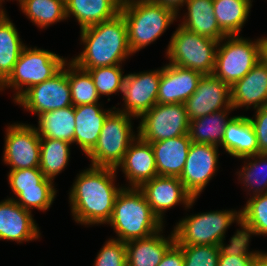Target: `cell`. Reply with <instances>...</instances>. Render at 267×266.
I'll list each match as a JSON object with an SVG mask.
<instances>
[{
  "instance_id": "cell-4",
  "label": "cell",
  "mask_w": 267,
  "mask_h": 266,
  "mask_svg": "<svg viewBox=\"0 0 267 266\" xmlns=\"http://www.w3.org/2000/svg\"><path fill=\"white\" fill-rule=\"evenodd\" d=\"M120 13L127 24L132 54L156 41L177 17L173 9L151 0H123Z\"/></svg>"
},
{
  "instance_id": "cell-6",
  "label": "cell",
  "mask_w": 267,
  "mask_h": 266,
  "mask_svg": "<svg viewBox=\"0 0 267 266\" xmlns=\"http://www.w3.org/2000/svg\"><path fill=\"white\" fill-rule=\"evenodd\" d=\"M113 109L104 121L95 147L87 154L91 166L117 169L128 147L137 138L132 129L133 116Z\"/></svg>"
},
{
  "instance_id": "cell-45",
  "label": "cell",
  "mask_w": 267,
  "mask_h": 266,
  "mask_svg": "<svg viewBox=\"0 0 267 266\" xmlns=\"http://www.w3.org/2000/svg\"><path fill=\"white\" fill-rule=\"evenodd\" d=\"M261 60L267 65V37H261Z\"/></svg>"
},
{
  "instance_id": "cell-29",
  "label": "cell",
  "mask_w": 267,
  "mask_h": 266,
  "mask_svg": "<svg viewBox=\"0 0 267 266\" xmlns=\"http://www.w3.org/2000/svg\"><path fill=\"white\" fill-rule=\"evenodd\" d=\"M24 47L25 44L6 11L0 12V85L12 73Z\"/></svg>"
},
{
  "instance_id": "cell-28",
  "label": "cell",
  "mask_w": 267,
  "mask_h": 266,
  "mask_svg": "<svg viewBox=\"0 0 267 266\" xmlns=\"http://www.w3.org/2000/svg\"><path fill=\"white\" fill-rule=\"evenodd\" d=\"M38 119L36 129L40 138H53L74 143V106L44 112L38 116Z\"/></svg>"
},
{
  "instance_id": "cell-34",
  "label": "cell",
  "mask_w": 267,
  "mask_h": 266,
  "mask_svg": "<svg viewBox=\"0 0 267 266\" xmlns=\"http://www.w3.org/2000/svg\"><path fill=\"white\" fill-rule=\"evenodd\" d=\"M242 238L250 240L251 235H267V193L250 196L242 210Z\"/></svg>"
},
{
  "instance_id": "cell-37",
  "label": "cell",
  "mask_w": 267,
  "mask_h": 266,
  "mask_svg": "<svg viewBox=\"0 0 267 266\" xmlns=\"http://www.w3.org/2000/svg\"><path fill=\"white\" fill-rule=\"evenodd\" d=\"M241 159H252L238 171L241 183L248 191L253 190V196L267 193V154L258 153Z\"/></svg>"
},
{
  "instance_id": "cell-5",
  "label": "cell",
  "mask_w": 267,
  "mask_h": 266,
  "mask_svg": "<svg viewBox=\"0 0 267 266\" xmlns=\"http://www.w3.org/2000/svg\"><path fill=\"white\" fill-rule=\"evenodd\" d=\"M234 222L240 226V211H210L186 216L174 227L175 243L178 246L226 245V230Z\"/></svg>"
},
{
  "instance_id": "cell-16",
  "label": "cell",
  "mask_w": 267,
  "mask_h": 266,
  "mask_svg": "<svg viewBox=\"0 0 267 266\" xmlns=\"http://www.w3.org/2000/svg\"><path fill=\"white\" fill-rule=\"evenodd\" d=\"M145 195L152 212L162 223L164 212L177 204L191 208L196 201L184 187L178 177L155 176L139 188Z\"/></svg>"
},
{
  "instance_id": "cell-39",
  "label": "cell",
  "mask_w": 267,
  "mask_h": 266,
  "mask_svg": "<svg viewBox=\"0 0 267 266\" xmlns=\"http://www.w3.org/2000/svg\"><path fill=\"white\" fill-rule=\"evenodd\" d=\"M179 247L184 253V266H218L222 246L190 245Z\"/></svg>"
},
{
  "instance_id": "cell-14",
  "label": "cell",
  "mask_w": 267,
  "mask_h": 266,
  "mask_svg": "<svg viewBox=\"0 0 267 266\" xmlns=\"http://www.w3.org/2000/svg\"><path fill=\"white\" fill-rule=\"evenodd\" d=\"M218 157L217 145L191 143L179 179L193 197L198 198L218 170Z\"/></svg>"
},
{
  "instance_id": "cell-13",
  "label": "cell",
  "mask_w": 267,
  "mask_h": 266,
  "mask_svg": "<svg viewBox=\"0 0 267 266\" xmlns=\"http://www.w3.org/2000/svg\"><path fill=\"white\" fill-rule=\"evenodd\" d=\"M40 136L34 126L14 123L7 127L3 161L10 170L39 168Z\"/></svg>"
},
{
  "instance_id": "cell-27",
  "label": "cell",
  "mask_w": 267,
  "mask_h": 266,
  "mask_svg": "<svg viewBox=\"0 0 267 266\" xmlns=\"http://www.w3.org/2000/svg\"><path fill=\"white\" fill-rule=\"evenodd\" d=\"M186 15L180 26L204 37L220 41L227 36L214 15L213 0H186Z\"/></svg>"
},
{
  "instance_id": "cell-10",
  "label": "cell",
  "mask_w": 267,
  "mask_h": 266,
  "mask_svg": "<svg viewBox=\"0 0 267 266\" xmlns=\"http://www.w3.org/2000/svg\"><path fill=\"white\" fill-rule=\"evenodd\" d=\"M137 136L145 142H157L188 134L189 119L184 104H155L145 112Z\"/></svg>"
},
{
  "instance_id": "cell-17",
  "label": "cell",
  "mask_w": 267,
  "mask_h": 266,
  "mask_svg": "<svg viewBox=\"0 0 267 266\" xmlns=\"http://www.w3.org/2000/svg\"><path fill=\"white\" fill-rule=\"evenodd\" d=\"M189 121L227 108L231 104V87L213 75H203L197 89L185 102Z\"/></svg>"
},
{
  "instance_id": "cell-21",
  "label": "cell",
  "mask_w": 267,
  "mask_h": 266,
  "mask_svg": "<svg viewBox=\"0 0 267 266\" xmlns=\"http://www.w3.org/2000/svg\"><path fill=\"white\" fill-rule=\"evenodd\" d=\"M231 104L255 110L267 104V65L262 60L231 87Z\"/></svg>"
},
{
  "instance_id": "cell-1",
  "label": "cell",
  "mask_w": 267,
  "mask_h": 266,
  "mask_svg": "<svg viewBox=\"0 0 267 266\" xmlns=\"http://www.w3.org/2000/svg\"><path fill=\"white\" fill-rule=\"evenodd\" d=\"M116 170L119 169L90 166L77 175L69 192L72 216L77 223L109 222L117 194L123 188L114 185Z\"/></svg>"
},
{
  "instance_id": "cell-36",
  "label": "cell",
  "mask_w": 267,
  "mask_h": 266,
  "mask_svg": "<svg viewBox=\"0 0 267 266\" xmlns=\"http://www.w3.org/2000/svg\"><path fill=\"white\" fill-rule=\"evenodd\" d=\"M230 244L222 245L218 266H254L257 251H249L250 240L242 238L241 229L229 240Z\"/></svg>"
},
{
  "instance_id": "cell-12",
  "label": "cell",
  "mask_w": 267,
  "mask_h": 266,
  "mask_svg": "<svg viewBox=\"0 0 267 266\" xmlns=\"http://www.w3.org/2000/svg\"><path fill=\"white\" fill-rule=\"evenodd\" d=\"M15 103L37 116L47 111L73 106L68 81V63L66 62L52 78L27 89Z\"/></svg>"
},
{
  "instance_id": "cell-8",
  "label": "cell",
  "mask_w": 267,
  "mask_h": 266,
  "mask_svg": "<svg viewBox=\"0 0 267 266\" xmlns=\"http://www.w3.org/2000/svg\"><path fill=\"white\" fill-rule=\"evenodd\" d=\"M218 42L179 25L171 36L166 56L170 60L169 64L192 69L202 75H212Z\"/></svg>"
},
{
  "instance_id": "cell-31",
  "label": "cell",
  "mask_w": 267,
  "mask_h": 266,
  "mask_svg": "<svg viewBox=\"0 0 267 266\" xmlns=\"http://www.w3.org/2000/svg\"><path fill=\"white\" fill-rule=\"evenodd\" d=\"M251 7V0H213L214 15L227 36L240 34Z\"/></svg>"
},
{
  "instance_id": "cell-38",
  "label": "cell",
  "mask_w": 267,
  "mask_h": 266,
  "mask_svg": "<svg viewBox=\"0 0 267 266\" xmlns=\"http://www.w3.org/2000/svg\"><path fill=\"white\" fill-rule=\"evenodd\" d=\"M122 65H113L106 67H96L87 70L94 81L96 90L101 95H112L123 90L125 75L121 68Z\"/></svg>"
},
{
  "instance_id": "cell-33",
  "label": "cell",
  "mask_w": 267,
  "mask_h": 266,
  "mask_svg": "<svg viewBox=\"0 0 267 266\" xmlns=\"http://www.w3.org/2000/svg\"><path fill=\"white\" fill-rule=\"evenodd\" d=\"M22 12L40 28L66 20L65 0H20Z\"/></svg>"
},
{
  "instance_id": "cell-35",
  "label": "cell",
  "mask_w": 267,
  "mask_h": 266,
  "mask_svg": "<svg viewBox=\"0 0 267 266\" xmlns=\"http://www.w3.org/2000/svg\"><path fill=\"white\" fill-rule=\"evenodd\" d=\"M68 81L73 106L98 103L100 96L92 76L87 70L79 68L72 61L68 62Z\"/></svg>"
},
{
  "instance_id": "cell-32",
  "label": "cell",
  "mask_w": 267,
  "mask_h": 266,
  "mask_svg": "<svg viewBox=\"0 0 267 266\" xmlns=\"http://www.w3.org/2000/svg\"><path fill=\"white\" fill-rule=\"evenodd\" d=\"M70 145L71 143L58 139H40L39 169L46 178L54 180L68 165Z\"/></svg>"
},
{
  "instance_id": "cell-15",
  "label": "cell",
  "mask_w": 267,
  "mask_h": 266,
  "mask_svg": "<svg viewBox=\"0 0 267 266\" xmlns=\"http://www.w3.org/2000/svg\"><path fill=\"white\" fill-rule=\"evenodd\" d=\"M161 69L125 75L123 83L124 109L116 110L139 118L157 104Z\"/></svg>"
},
{
  "instance_id": "cell-18",
  "label": "cell",
  "mask_w": 267,
  "mask_h": 266,
  "mask_svg": "<svg viewBox=\"0 0 267 266\" xmlns=\"http://www.w3.org/2000/svg\"><path fill=\"white\" fill-rule=\"evenodd\" d=\"M203 75L192 69L167 64L161 68L157 103L173 104L184 102L197 89Z\"/></svg>"
},
{
  "instance_id": "cell-43",
  "label": "cell",
  "mask_w": 267,
  "mask_h": 266,
  "mask_svg": "<svg viewBox=\"0 0 267 266\" xmlns=\"http://www.w3.org/2000/svg\"><path fill=\"white\" fill-rule=\"evenodd\" d=\"M155 3L161 4L163 6L173 9L177 14L179 13V7L185 5L186 0H151Z\"/></svg>"
},
{
  "instance_id": "cell-40",
  "label": "cell",
  "mask_w": 267,
  "mask_h": 266,
  "mask_svg": "<svg viewBox=\"0 0 267 266\" xmlns=\"http://www.w3.org/2000/svg\"><path fill=\"white\" fill-rule=\"evenodd\" d=\"M93 266H127L125 242L115 238L105 242Z\"/></svg>"
},
{
  "instance_id": "cell-20",
  "label": "cell",
  "mask_w": 267,
  "mask_h": 266,
  "mask_svg": "<svg viewBox=\"0 0 267 266\" xmlns=\"http://www.w3.org/2000/svg\"><path fill=\"white\" fill-rule=\"evenodd\" d=\"M119 167L129 180L130 188H140L145 182L153 179L157 176V168L151 143L137 136L128 147L117 168Z\"/></svg>"
},
{
  "instance_id": "cell-41",
  "label": "cell",
  "mask_w": 267,
  "mask_h": 266,
  "mask_svg": "<svg viewBox=\"0 0 267 266\" xmlns=\"http://www.w3.org/2000/svg\"><path fill=\"white\" fill-rule=\"evenodd\" d=\"M258 143V153L267 154V104L256 109L254 118L249 117Z\"/></svg>"
},
{
  "instance_id": "cell-24",
  "label": "cell",
  "mask_w": 267,
  "mask_h": 266,
  "mask_svg": "<svg viewBox=\"0 0 267 266\" xmlns=\"http://www.w3.org/2000/svg\"><path fill=\"white\" fill-rule=\"evenodd\" d=\"M226 153L235 158H244L258 154L255 130L249 117L233 116L227 122L224 138L220 145Z\"/></svg>"
},
{
  "instance_id": "cell-23",
  "label": "cell",
  "mask_w": 267,
  "mask_h": 266,
  "mask_svg": "<svg viewBox=\"0 0 267 266\" xmlns=\"http://www.w3.org/2000/svg\"><path fill=\"white\" fill-rule=\"evenodd\" d=\"M100 103L74 106V143L87 155L96 145L104 121L113 109L104 110Z\"/></svg>"
},
{
  "instance_id": "cell-25",
  "label": "cell",
  "mask_w": 267,
  "mask_h": 266,
  "mask_svg": "<svg viewBox=\"0 0 267 266\" xmlns=\"http://www.w3.org/2000/svg\"><path fill=\"white\" fill-rule=\"evenodd\" d=\"M163 228L150 237L125 243L127 266H157L166 251L175 243L174 232L170 237L161 235Z\"/></svg>"
},
{
  "instance_id": "cell-3",
  "label": "cell",
  "mask_w": 267,
  "mask_h": 266,
  "mask_svg": "<svg viewBox=\"0 0 267 266\" xmlns=\"http://www.w3.org/2000/svg\"><path fill=\"white\" fill-rule=\"evenodd\" d=\"M107 224L115 230L117 240L128 242L150 237L163 228L139 188L123 187L117 194L112 216Z\"/></svg>"
},
{
  "instance_id": "cell-44",
  "label": "cell",
  "mask_w": 267,
  "mask_h": 266,
  "mask_svg": "<svg viewBox=\"0 0 267 266\" xmlns=\"http://www.w3.org/2000/svg\"><path fill=\"white\" fill-rule=\"evenodd\" d=\"M254 266H267V252L257 251V257Z\"/></svg>"
},
{
  "instance_id": "cell-2",
  "label": "cell",
  "mask_w": 267,
  "mask_h": 266,
  "mask_svg": "<svg viewBox=\"0 0 267 266\" xmlns=\"http://www.w3.org/2000/svg\"><path fill=\"white\" fill-rule=\"evenodd\" d=\"M84 50L71 61L81 69L121 65L132 55L128 28L121 13L116 17L80 30Z\"/></svg>"
},
{
  "instance_id": "cell-7",
  "label": "cell",
  "mask_w": 267,
  "mask_h": 266,
  "mask_svg": "<svg viewBox=\"0 0 267 266\" xmlns=\"http://www.w3.org/2000/svg\"><path fill=\"white\" fill-rule=\"evenodd\" d=\"M66 60L49 50L25 46L12 73L0 85V90L6 87L7 89L11 87L13 90L15 88L17 91L14 94V101H16L30 87L57 74L67 62Z\"/></svg>"
},
{
  "instance_id": "cell-42",
  "label": "cell",
  "mask_w": 267,
  "mask_h": 266,
  "mask_svg": "<svg viewBox=\"0 0 267 266\" xmlns=\"http://www.w3.org/2000/svg\"><path fill=\"white\" fill-rule=\"evenodd\" d=\"M157 266H184V253L182 249L174 243L166 251L161 262Z\"/></svg>"
},
{
  "instance_id": "cell-46",
  "label": "cell",
  "mask_w": 267,
  "mask_h": 266,
  "mask_svg": "<svg viewBox=\"0 0 267 266\" xmlns=\"http://www.w3.org/2000/svg\"><path fill=\"white\" fill-rule=\"evenodd\" d=\"M4 0H0V12H4V9L2 8L3 6H2V2H3ZM19 3H20V0H17Z\"/></svg>"
},
{
  "instance_id": "cell-11",
  "label": "cell",
  "mask_w": 267,
  "mask_h": 266,
  "mask_svg": "<svg viewBox=\"0 0 267 266\" xmlns=\"http://www.w3.org/2000/svg\"><path fill=\"white\" fill-rule=\"evenodd\" d=\"M8 181L18 200L10 199L30 212L34 208L48 210L55 199L54 181L46 178L39 168L10 170Z\"/></svg>"
},
{
  "instance_id": "cell-9",
  "label": "cell",
  "mask_w": 267,
  "mask_h": 266,
  "mask_svg": "<svg viewBox=\"0 0 267 266\" xmlns=\"http://www.w3.org/2000/svg\"><path fill=\"white\" fill-rule=\"evenodd\" d=\"M260 60L261 38L251 41L239 35L225 36L218 42L212 75L232 87Z\"/></svg>"
},
{
  "instance_id": "cell-30",
  "label": "cell",
  "mask_w": 267,
  "mask_h": 266,
  "mask_svg": "<svg viewBox=\"0 0 267 266\" xmlns=\"http://www.w3.org/2000/svg\"><path fill=\"white\" fill-rule=\"evenodd\" d=\"M233 110L234 108H227L190 120L188 135L191 141L193 143L221 145L226 124L231 119V117L228 118V113Z\"/></svg>"
},
{
  "instance_id": "cell-26",
  "label": "cell",
  "mask_w": 267,
  "mask_h": 266,
  "mask_svg": "<svg viewBox=\"0 0 267 266\" xmlns=\"http://www.w3.org/2000/svg\"><path fill=\"white\" fill-rule=\"evenodd\" d=\"M123 0H65L66 17L73 15L80 30L116 17Z\"/></svg>"
},
{
  "instance_id": "cell-22",
  "label": "cell",
  "mask_w": 267,
  "mask_h": 266,
  "mask_svg": "<svg viewBox=\"0 0 267 266\" xmlns=\"http://www.w3.org/2000/svg\"><path fill=\"white\" fill-rule=\"evenodd\" d=\"M150 143L155 157L157 175L179 178L192 143L189 135Z\"/></svg>"
},
{
  "instance_id": "cell-19",
  "label": "cell",
  "mask_w": 267,
  "mask_h": 266,
  "mask_svg": "<svg viewBox=\"0 0 267 266\" xmlns=\"http://www.w3.org/2000/svg\"><path fill=\"white\" fill-rule=\"evenodd\" d=\"M30 211L21 207L14 199L0 202V239L28 242L40 238V230Z\"/></svg>"
}]
</instances>
